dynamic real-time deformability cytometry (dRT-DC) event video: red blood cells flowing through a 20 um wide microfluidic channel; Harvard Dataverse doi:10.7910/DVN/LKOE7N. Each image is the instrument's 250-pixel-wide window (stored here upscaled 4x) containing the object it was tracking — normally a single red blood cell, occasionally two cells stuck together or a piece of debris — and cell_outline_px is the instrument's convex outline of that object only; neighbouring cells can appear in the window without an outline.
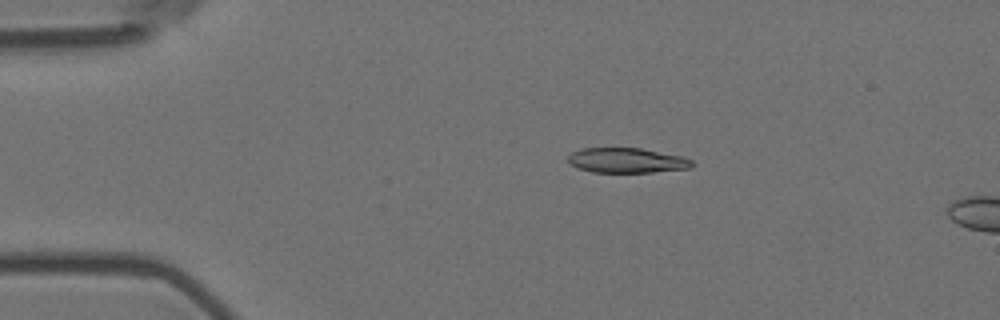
{"species": "Egyptian fruit bat (a non-hibernating species)", "species_latin": "Rousettus aegyptiacus", "temperature_condition": "room temperature", "stored_images_in_passage": 14, "camera_frame_rate_fps": 3000, "um_per_image_px": 0.085, "animal": {"sex": "female"}, "frame": {"image": 1, "passage_image": 10, "time_ms": 3.0, "image_size_px": [1000, 320], "cell_outline_px": [[692, 168], [652, 172], [592, 172], [576, 168], [568, 164], [568, 156], [572, 152], [580, 148], [640, 148], [684, 156], [692, 160]], "centroid_in_image_um": [53.25, 13.63], "position_along_channel_um": 31.7, "area_um2": 18.21}}